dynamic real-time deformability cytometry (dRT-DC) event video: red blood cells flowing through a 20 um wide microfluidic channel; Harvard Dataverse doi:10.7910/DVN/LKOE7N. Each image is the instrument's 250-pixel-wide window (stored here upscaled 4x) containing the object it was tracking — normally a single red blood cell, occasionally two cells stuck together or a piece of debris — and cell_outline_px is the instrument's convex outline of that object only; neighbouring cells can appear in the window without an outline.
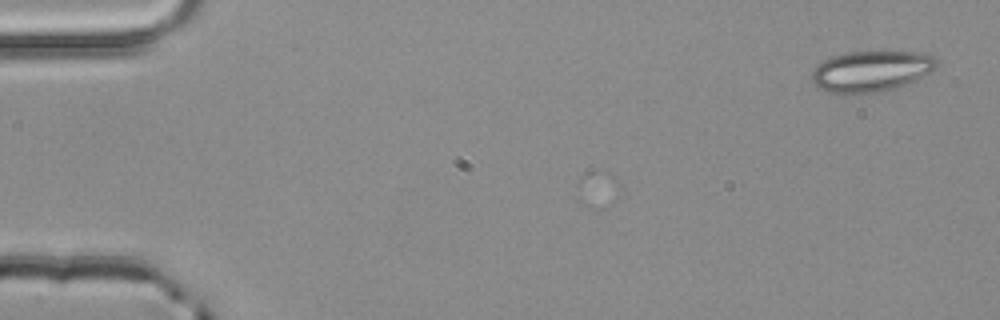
{"species": "common noctule bat (a hibernating species)", "species_latin": "Nyctalus noctula", "temperature_condition": "room temperature", "stored_images_in_passage": 2, "camera_frame_rate_fps": 3000, "um_per_image_px": 0.085, "animal": {"sex": "male", "body_mass_g": 20.4}, "frame": {"image": 1, "passage_image": 1, "time_ms": 0.0, "image_size_px": [1000, 320], "cell_outline_px": [[936, 68], [916, 80], [896, 88], [884, 92], [844, 96], [828, 92], [816, 88], [812, 80], [812, 72], [816, 64], [832, 56], [848, 52], [924, 52], [936, 56]], "centroid_in_image_um": [74.01, 6.09], "position_along_channel_um": 11.0, "area_um2": 30.52}}